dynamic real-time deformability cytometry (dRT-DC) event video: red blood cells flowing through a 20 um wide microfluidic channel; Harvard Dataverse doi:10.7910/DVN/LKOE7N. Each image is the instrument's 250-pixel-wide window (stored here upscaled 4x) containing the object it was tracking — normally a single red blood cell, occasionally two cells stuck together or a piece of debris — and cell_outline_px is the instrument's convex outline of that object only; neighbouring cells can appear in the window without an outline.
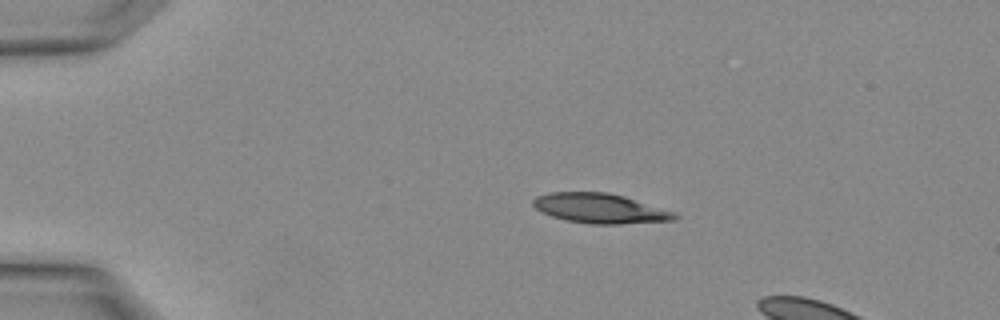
{"species": "Egyptian fruit bat (a non-hibernating species)", "species_latin": "Rousettus aegyptiacus", "temperature_condition": "warm", "stored_images_in_passage": 2, "camera_frame_rate_fps": 3000, "um_per_image_px": 0.085, "animal": {"sex": "female"}, "frame": {"image": 1, "passage_image": 1, "time_ms": 0.0, "image_size_px": [1000, 320], "cell_outline_px": [[680, 216], [676, 220], [620, 224], [592, 224], [568, 220], [552, 216], [536, 208], [532, 204], [532, 200], [536, 196], [552, 192], [608, 192], [624, 196], [672, 212]], "centroid_in_image_um": [50.99, 17.71], "position_along_channel_um": 34.0, "area_um2": 24.22}}